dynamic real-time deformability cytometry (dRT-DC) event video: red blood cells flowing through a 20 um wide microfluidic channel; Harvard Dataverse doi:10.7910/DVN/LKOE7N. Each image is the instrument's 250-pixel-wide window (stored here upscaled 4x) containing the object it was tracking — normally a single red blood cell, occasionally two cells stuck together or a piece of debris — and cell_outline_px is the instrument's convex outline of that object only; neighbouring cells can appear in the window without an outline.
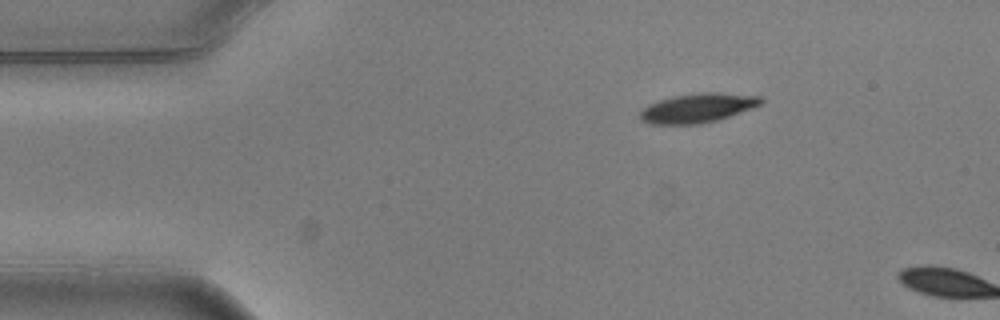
{"species": "common noctule bat (a hibernating species)", "species_latin": "Nyctalus noctula", "temperature_condition": "warm", "stored_images_in_passage": 5, "camera_frame_rate_fps": 3000, "um_per_image_px": 0.085, "animal": {"sex": "male", "body_mass_g": 20.5, "forearm_length_mm": 52.5}, "frame": {"image": 1, "passage_image": 5, "time_ms": 1.333, "image_size_px": [1000, 320], "cell_outline_px": [[764, 100], [760, 104], [728, 116], [716, 120], [700, 124], [652, 124], [640, 120], [640, 112], [648, 104], [672, 96], [700, 92], [720, 92], [760, 96]], "centroid_in_image_um": [59.27, 9.17], "position_along_channel_um": 25.7, "area_um2": 20.4}}